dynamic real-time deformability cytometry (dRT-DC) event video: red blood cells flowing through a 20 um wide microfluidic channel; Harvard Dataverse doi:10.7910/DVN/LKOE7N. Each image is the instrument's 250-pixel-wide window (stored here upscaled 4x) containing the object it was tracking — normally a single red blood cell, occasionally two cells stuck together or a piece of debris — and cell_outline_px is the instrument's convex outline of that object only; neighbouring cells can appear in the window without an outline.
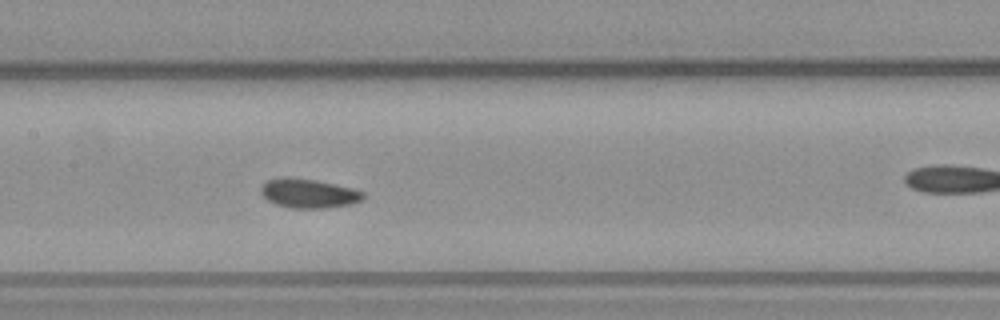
{"species": "common noctule bat (a hibernating species)", "species_latin": "Nyctalus noctula", "temperature_condition": "warm", "stored_images_in_passage": 30, "camera_frame_rate_fps": 3000, "um_per_image_px": 0.085, "animal": {"sex": "male", "body_mass_g": 23.1, "forearm_length_mm": 52.7}, "frame": {"image": 1, "passage_image": 13, "time_ms": 4.0, "image_size_px": [1000, 320], "cell_outline_px": [[364, 200], [352, 204], [328, 208], [292, 208], [276, 204], [268, 200], [260, 192], [260, 188], [268, 180], [284, 176], [292, 176], [316, 180], [352, 188], [364, 192]], "centroid_in_image_um": [26.25, 16.43], "position_along_channel_um": 181.2, "area_um2": 17.57}}